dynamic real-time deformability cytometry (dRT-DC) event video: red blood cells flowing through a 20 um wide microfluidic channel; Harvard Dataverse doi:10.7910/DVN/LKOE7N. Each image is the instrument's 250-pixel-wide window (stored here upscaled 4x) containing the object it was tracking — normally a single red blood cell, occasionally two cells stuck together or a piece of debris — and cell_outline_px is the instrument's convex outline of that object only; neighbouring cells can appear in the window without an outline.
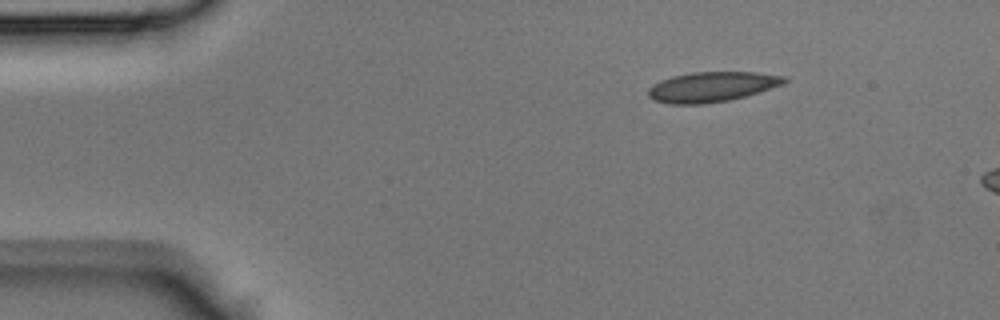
{"species": "Egyptian fruit bat (a non-hibernating species)", "species_latin": "Rousettus aegyptiacus", "temperature_condition": "room temperature", "stored_images_in_passage": 38, "camera_frame_rate_fps": 3000, "um_per_image_px": 0.085, "animal": {"sex": "male"}, "frame": {"image": 1, "passage_image": 1, "time_ms": 0.0, "image_size_px": [1000, 320], "cell_outline_px": [[788, 80], [784, 84], [744, 96], [728, 100], [704, 104], [668, 104], [656, 100], [648, 96], [648, 88], [652, 84], [660, 80], [672, 76], [692, 72], [756, 72], [788, 76]], "centroid_in_image_um": [60.51, 7.37], "position_along_channel_um": 24.5, "area_um2": 23.87}}
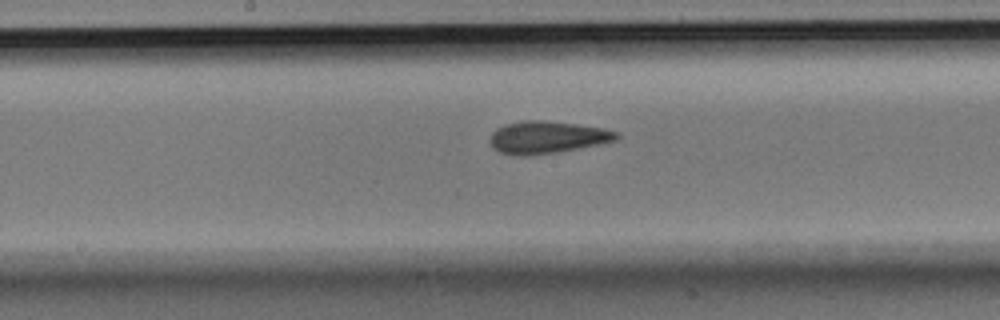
{"frame": {"image": 2, "passage_image": 17, "time_ms": 5.333, "image_size_px": [1000, 320], "cell_outline_px": [[620, 136], [616, 140], [600, 144], [556, 152], [528, 156], [512, 156], [500, 152], [492, 148], [492, 132], [496, 128], [504, 124], [528, 120], [540, 120], [604, 128], [620, 132]], "centroid_in_image_um": [46.51, 11.68], "position_along_channel_um": 201.7, "area_um2": 23.7}}
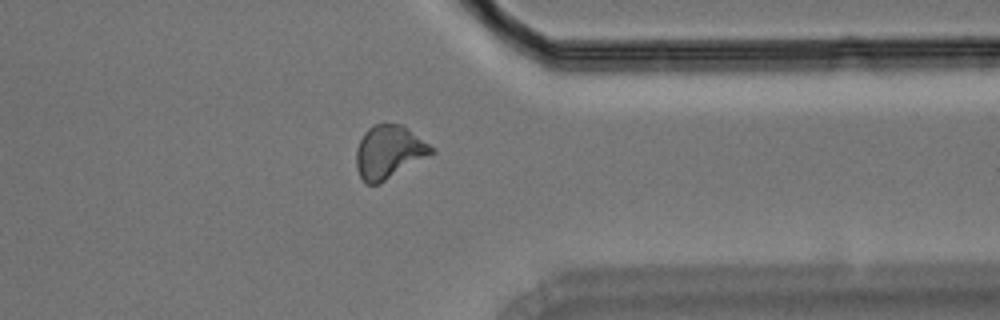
{"frame": {"image": 3, "passage_image": 29, "time_ms": 9.333, "image_size_px": [1000, 320], "cell_outline_px": [[436, 152], [380, 184], [364, 184], [356, 168], [356, 148], [364, 132], [372, 124], [384, 120], [400, 124], [408, 128], [436, 148]], "centroid_in_image_um": [33.06, 12.88], "position_along_channel_um": 378.3, "area_um2": 24.04}}